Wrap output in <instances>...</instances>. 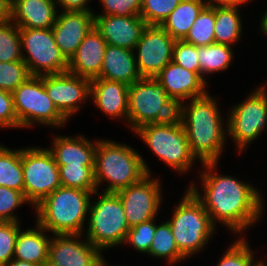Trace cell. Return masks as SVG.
<instances>
[{"mask_svg":"<svg viewBox=\"0 0 267 266\" xmlns=\"http://www.w3.org/2000/svg\"><path fill=\"white\" fill-rule=\"evenodd\" d=\"M227 123V137H232L238 153L259 137L267 125L266 85L248 95L245 101L234 105L230 110Z\"/></svg>","mask_w":267,"mask_h":266,"instance_id":"obj_10","label":"cell"},{"mask_svg":"<svg viewBox=\"0 0 267 266\" xmlns=\"http://www.w3.org/2000/svg\"><path fill=\"white\" fill-rule=\"evenodd\" d=\"M20 227L19 222L0 221V266H5L13 259Z\"/></svg>","mask_w":267,"mask_h":266,"instance_id":"obj_38","label":"cell"},{"mask_svg":"<svg viewBox=\"0 0 267 266\" xmlns=\"http://www.w3.org/2000/svg\"><path fill=\"white\" fill-rule=\"evenodd\" d=\"M189 103L182 102L178 106V117L184 126L191 153L201 164L219 162L227 140V126H223L217 100L206 93L192 98Z\"/></svg>","mask_w":267,"mask_h":266,"instance_id":"obj_2","label":"cell"},{"mask_svg":"<svg viewBox=\"0 0 267 266\" xmlns=\"http://www.w3.org/2000/svg\"><path fill=\"white\" fill-rule=\"evenodd\" d=\"M99 195L97 201L90 203L88 212V227L86 239L100 251L124 244L128 230L125 211L117 193L98 190L93 195Z\"/></svg>","mask_w":267,"mask_h":266,"instance_id":"obj_7","label":"cell"},{"mask_svg":"<svg viewBox=\"0 0 267 266\" xmlns=\"http://www.w3.org/2000/svg\"><path fill=\"white\" fill-rule=\"evenodd\" d=\"M175 40L159 25H147L134 48L142 78H155L172 61Z\"/></svg>","mask_w":267,"mask_h":266,"instance_id":"obj_14","label":"cell"},{"mask_svg":"<svg viewBox=\"0 0 267 266\" xmlns=\"http://www.w3.org/2000/svg\"><path fill=\"white\" fill-rule=\"evenodd\" d=\"M49 246V260L58 266H100L101 251L79 234H54ZM79 239V240H78Z\"/></svg>","mask_w":267,"mask_h":266,"instance_id":"obj_16","label":"cell"},{"mask_svg":"<svg viewBox=\"0 0 267 266\" xmlns=\"http://www.w3.org/2000/svg\"><path fill=\"white\" fill-rule=\"evenodd\" d=\"M107 43L95 27L68 61V72L90 80L99 78Z\"/></svg>","mask_w":267,"mask_h":266,"instance_id":"obj_20","label":"cell"},{"mask_svg":"<svg viewBox=\"0 0 267 266\" xmlns=\"http://www.w3.org/2000/svg\"><path fill=\"white\" fill-rule=\"evenodd\" d=\"M154 258H165L168 264L172 265L186 258L179 252L176 242L168 222L156 225V230L151 247L147 255Z\"/></svg>","mask_w":267,"mask_h":266,"instance_id":"obj_30","label":"cell"},{"mask_svg":"<svg viewBox=\"0 0 267 266\" xmlns=\"http://www.w3.org/2000/svg\"><path fill=\"white\" fill-rule=\"evenodd\" d=\"M12 97L19 128L32 127L36 122L60 128L68 122L48 96L43 75H31L12 92Z\"/></svg>","mask_w":267,"mask_h":266,"instance_id":"obj_9","label":"cell"},{"mask_svg":"<svg viewBox=\"0 0 267 266\" xmlns=\"http://www.w3.org/2000/svg\"><path fill=\"white\" fill-rule=\"evenodd\" d=\"M29 203L23 192L0 186V221L19 222L14 210Z\"/></svg>","mask_w":267,"mask_h":266,"instance_id":"obj_39","label":"cell"},{"mask_svg":"<svg viewBox=\"0 0 267 266\" xmlns=\"http://www.w3.org/2000/svg\"><path fill=\"white\" fill-rule=\"evenodd\" d=\"M79 135L76 137H70L69 135L54 137L52 147H49L48 150L58 166H94L98 140L92 143L85 136Z\"/></svg>","mask_w":267,"mask_h":266,"instance_id":"obj_23","label":"cell"},{"mask_svg":"<svg viewBox=\"0 0 267 266\" xmlns=\"http://www.w3.org/2000/svg\"><path fill=\"white\" fill-rule=\"evenodd\" d=\"M177 205L172 210L171 220L167 222L179 252L187 259L207 245L216 226L202 203L189 189Z\"/></svg>","mask_w":267,"mask_h":266,"instance_id":"obj_5","label":"cell"},{"mask_svg":"<svg viewBox=\"0 0 267 266\" xmlns=\"http://www.w3.org/2000/svg\"><path fill=\"white\" fill-rule=\"evenodd\" d=\"M151 177L148 174L140 182L116 192L122 201L129 228L156 219L161 208L160 179Z\"/></svg>","mask_w":267,"mask_h":266,"instance_id":"obj_13","label":"cell"},{"mask_svg":"<svg viewBox=\"0 0 267 266\" xmlns=\"http://www.w3.org/2000/svg\"><path fill=\"white\" fill-rule=\"evenodd\" d=\"M147 23L140 15H96L95 29L108 45L134 50Z\"/></svg>","mask_w":267,"mask_h":266,"instance_id":"obj_18","label":"cell"},{"mask_svg":"<svg viewBox=\"0 0 267 266\" xmlns=\"http://www.w3.org/2000/svg\"><path fill=\"white\" fill-rule=\"evenodd\" d=\"M247 243L244 238L234 241L216 266H255L260 260L255 261L254 252Z\"/></svg>","mask_w":267,"mask_h":266,"instance_id":"obj_34","label":"cell"},{"mask_svg":"<svg viewBox=\"0 0 267 266\" xmlns=\"http://www.w3.org/2000/svg\"><path fill=\"white\" fill-rule=\"evenodd\" d=\"M178 116V106L155 78H141L129 85L128 124L135 131L149 123H163Z\"/></svg>","mask_w":267,"mask_h":266,"instance_id":"obj_8","label":"cell"},{"mask_svg":"<svg viewBox=\"0 0 267 266\" xmlns=\"http://www.w3.org/2000/svg\"><path fill=\"white\" fill-rule=\"evenodd\" d=\"M165 88L167 95L179 106L184 100L204 96L205 82L196 72L189 71L171 61L155 77Z\"/></svg>","mask_w":267,"mask_h":266,"instance_id":"obj_19","label":"cell"},{"mask_svg":"<svg viewBox=\"0 0 267 266\" xmlns=\"http://www.w3.org/2000/svg\"><path fill=\"white\" fill-rule=\"evenodd\" d=\"M90 0H55L56 4L62 7L63 12H74V11H86L93 12L87 6Z\"/></svg>","mask_w":267,"mask_h":266,"instance_id":"obj_43","label":"cell"},{"mask_svg":"<svg viewBox=\"0 0 267 266\" xmlns=\"http://www.w3.org/2000/svg\"><path fill=\"white\" fill-rule=\"evenodd\" d=\"M215 8L205 6L191 26L184 41L198 46L215 43L214 38Z\"/></svg>","mask_w":267,"mask_h":266,"instance_id":"obj_31","label":"cell"},{"mask_svg":"<svg viewBox=\"0 0 267 266\" xmlns=\"http://www.w3.org/2000/svg\"><path fill=\"white\" fill-rule=\"evenodd\" d=\"M36 228L18 232L15 243L14 259L41 265L49 259V246L52 237L46 235L48 232L36 221ZM46 232V233H45Z\"/></svg>","mask_w":267,"mask_h":266,"instance_id":"obj_25","label":"cell"},{"mask_svg":"<svg viewBox=\"0 0 267 266\" xmlns=\"http://www.w3.org/2000/svg\"><path fill=\"white\" fill-rule=\"evenodd\" d=\"M31 75L24 61L0 62V89L13 92Z\"/></svg>","mask_w":267,"mask_h":266,"instance_id":"obj_35","label":"cell"},{"mask_svg":"<svg viewBox=\"0 0 267 266\" xmlns=\"http://www.w3.org/2000/svg\"><path fill=\"white\" fill-rule=\"evenodd\" d=\"M100 266H111V265H108V263H106V260H103L101 262Z\"/></svg>","mask_w":267,"mask_h":266,"instance_id":"obj_50","label":"cell"},{"mask_svg":"<svg viewBox=\"0 0 267 266\" xmlns=\"http://www.w3.org/2000/svg\"><path fill=\"white\" fill-rule=\"evenodd\" d=\"M152 174L146 161L134 148L112 140H98L95 152L94 179L96 188L104 181V192L116 193Z\"/></svg>","mask_w":267,"mask_h":266,"instance_id":"obj_3","label":"cell"},{"mask_svg":"<svg viewBox=\"0 0 267 266\" xmlns=\"http://www.w3.org/2000/svg\"><path fill=\"white\" fill-rule=\"evenodd\" d=\"M95 27L94 12L74 11L58 13L52 32L60 52L71 59L85 36Z\"/></svg>","mask_w":267,"mask_h":266,"instance_id":"obj_17","label":"cell"},{"mask_svg":"<svg viewBox=\"0 0 267 266\" xmlns=\"http://www.w3.org/2000/svg\"><path fill=\"white\" fill-rule=\"evenodd\" d=\"M95 192L60 186L35 207L36 221L53 235H82Z\"/></svg>","mask_w":267,"mask_h":266,"instance_id":"obj_4","label":"cell"},{"mask_svg":"<svg viewBox=\"0 0 267 266\" xmlns=\"http://www.w3.org/2000/svg\"><path fill=\"white\" fill-rule=\"evenodd\" d=\"M23 61L30 75L42 76L68 71V61L57 46L52 29L19 28ZM27 56H25L24 51Z\"/></svg>","mask_w":267,"mask_h":266,"instance_id":"obj_12","label":"cell"},{"mask_svg":"<svg viewBox=\"0 0 267 266\" xmlns=\"http://www.w3.org/2000/svg\"><path fill=\"white\" fill-rule=\"evenodd\" d=\"M154 155L178 173L188 172L196 157L191 153L180 118L163 123H149L136 129Z\"/></svg>","mask_w":267,"mask_h":266,"instance_id":"obj_6","label":"cell"},{"mask_svg":"<svg viewBox=\"0 0 267 266\" xmlns=\"http://www.w3.org/2000/svg\"><path fill=\"white\" fill-rule=\"evenodd\" d=\"M154 221L152 219L131 227L124 243H130L140 253H148L157 225Z\"/></svg>","mask_w":267,"mask_h":266,"instance_id":"obj_37","label":"cell"},{"mask_svg":"<svg viewBox=\"0 0 267 266\" xmlns=\"http://www.w3.org/2000/svg\"><path fill=\"white\" fill-rule=\"evenodd\" d=\"M181 0H144L140 16L147 25H161Z\"/></svg>","mask_w":267,"mask_h":266,"instance_id":"obj_36","label":"cell"},{"mask_svg":"<svg viewBox=\"0 0 267 266\" xmlns=\"http://www.w3.org/2000/svg\"><path fill=\"white\" fill-rule=\"evenodd\" d=\"M56 5L55 0H12L11 20L19 28L49 29L57 19Z\"/></svg>","mask_w":267,"mask_h":266,"instance_id":"obj_22","label":"cell"},{"mask_svg":"<svg viewBox=\"0 0 267 266\" xmlns=\"http://www.w3.org/2000/svg\"><path fill=\"white\" fill-rule=\"evenodd\" d=\"M205 6V0H181L160 26L175 41L184 40Z\"/></svg>","mask_w":267,"mask_h":266,"instance_id":"obj_26","label":"cell"},{"mask_svg":"<svg viewBox=\"0 0 267 266\" xmlns=\"http://www.w3.org/2000/svg\"><path fill=\"white\" fill-rule=\"evenodd\" d=\"M200 77L205 81V75L227 70L233 60V49L225 44H210L197 47Z\"/></svg>","mask_w":267,"mask_h":266,"instance_id":"obj_28","label":"cell"},{"mask_svg":"<svg viewBox=\"0 0 267 266\" xmlns=\"http://www.w3.org/2000/svg\"><path fill=\"white\" fill-rule=\"evenodd\" d=\"M58 169L61 186L84 191H97L94 166L64 165L58 166Z\"/></svg>","mask_w":267,"mask_h":266,"instance_id":"obj_32","label":"cell"},{"mask_svg":"<svg viewBox=\"0 0 267 266\" xmlns=\"http://www.w3.org/2000/svg\"><path fill=\"white\" fill-rule=\"evenodd\" d=\"M12 0H0V23L11 20Z\"/></svg>","mask_w":267,"mask_h":266,"instance_id":"obj_45","label":"cell"},{"mask_svg":"<svg viewBox=\"0 0 267 266\" xmlns=\"http://www.w3.org/2000/svg\"><path fill=\"white\" fill-rule=\"evenodd\" d=\"M0 186L24 193L21 149L11 150L0 144Z\"/></svg>","mask_w":267,"mask_h":266,"instance_id":"obj_29","label":"cell"},{"mask_svg":"<svg viewBox=\"0 0 267 266\" xmlns=\"http://www.w3.org/2000/svg\"><path fill=\"white\" fill-rule=\"evenodd\" d=\"M217 164L218 162L202 163L204 170L200 172V177L203 195L194 183L188 189L202 203L215 226L218 221L234 234H241L261 219L264 200L259 190L251 184L234 176L214 172Z\"/></svg>","mask_w":267,"mask_h":266,"instance_id":"obj_1","label":"cell"},{"mask_svg":"<svg viewBox=\"0 0 267 266\" xmlns=\"http://www.w3.org/2000/svg\"><path fill=\"white\" fill-rule=\"evenodd\" d=\"M260 27H261V33H264L267 36V11L265 14L262 16L261 22H260Z\"/></svg>","mask_w":267,"mask_h":266,"instance_id":"obj_47","label":"cell"},{"mask_svg":"<svg viewBox=\"0 0 267 266\" xmlns=\"http://www.w3.org/2000/svg\"><path fill=\"white\" fill-rule=\"evenodd\" d=\"M24 195L36 207L61 186L59 169L48 148H21Z\"/></svg>","mask_w":267,"mask_h":266,"instance_id":"obj_11","label":"cell"},{"mask_svg":"<svg viewBox=\"0 0 267 266\" xmlns=\"http://www.w3.org/2000/svg\"><path fill=\"white\" fill-rule=\"evenodd\" d=\"M255 266H267V263H265V261L260 260Z\"/></svg>","mask_w":267,"mask_h":266,"instance_id":"obj_49","label":"cell"},{"mask_svg":"<svg viewBox=\"0 0 267 266\" xmlns=\"http://www.w3.org/2000/svg\"><path fill=\"white\" fill-rule=\"evenodd\" d=\"M23 61L19 27L12 21L0 23V62Z\"/></svg>","mask_w":267,"mask_h":266,"instance_id":"obj_33","label":"cell"},{"mask_svg":"<svg viewBox=\"0 0 267 266\" xmlns=\"http://www.w3.org/2000/svg\"><path fill=\"white\" fill-rule=\"evenodd\" d=\"M136 52L117 46L106 47L100 77L110 81H119L132 85L142 77L135 60Z\"/></svg>","mask_w":267,"mask_h":266,"instance_id":"obj_24","label":"cell"},{"mask_svg":"<svg viewBox=\"0 0 267 266\" xmlns=\"http://www.w3.org/2000/svg\"><path fill=\"white\" fill-rule=\"evenodd\" d=\"M5 266H39L34 263L26 262V261H20L17 259L10 260Z\"/></svg>","mask_w":267,"mask_h":266,"instance_id":"obj_46","label":"cell"},{"mask_svg":"<svg viewBox=\"0 0 267 266\" xmlns=\"http://www.w3.org/2000/svg\"><path fill=\"white\" fill-rule=\"evenodd\" d=\"M19 128L12 93L0 89V128Z\"/></svg>","mask_w":267,"mask_h":266,"instance_id":"obj_42","label":"cell"},{"mask_svg":"<svg viewBox=\"0 0 267 266\" xmlns=\"http://www.w3.org/2000/svg\"><path fill=\"white\" fill-rule=\"evenodd\" d=\"M103 4V14L99 15H116L132 16L140 15L141 7L144 0H100Z\"/></svg>","mask_w":267,"mask_h":266,"instance_id":"obj_41","label":"cell"},{"mask_svg":"<svg viewBox=\"0 0 267 266\" xmlns=\"http://www.w3.org/2000/svg\"><path fill=\"white\" fill-rule=\"evenodd\" d=\"M240 6L215 8L214 38L216 44L232 46L242 33Z\"/></svg>","mask_w":267,"mask_h":266,"instance_id":"obj_27","label":"cell"},{"mask_svg":"<svg viewBox=\"0 0 267 266\" xmlns=\"http://www.w3.org/2000/svg\"><path fill=\"white\" fill-rule=\"evenodd\" d=\"M40 266H58L57 264L53 263L51 260L47 259L43 262Z\"/></svg>","mask_w":267,"mask_h":266,"instance_id":"obj_48","label":"cell"},{"mask_svg":"<svg viewBox=\"0 0 267 266\" xmlns=\"http://www.w3.org/2000/svg\"><path fill=\"white\" fill-rule=\"evenodd\" d=\"M251 0H206V6L209 7H233V6H241L242 4H246Z\"/></svg>","mask_w":267,"mask_h":266,"instance_id":"obj_44","label":"cell"},{"mask_svg":"<svg viewBox=\"0 0 267 266\" xmlns=\"http://www.w3.org/2000/svg\"><path fill=\"white\" fill-rule=\"evenodd\" d=\"M129 85L119 81L95 78L90 83V98L109 118H124L128 125Z\"/></svg>","mask_w":267,"mask_h":266,"instance_id":"obj_21","label":"cell"},{"mask_svg":"<svg viewBox=\"0 0 267 266\" xmlns=\"http://www.w3.org/2000/svg\"><path fill=\"white\" fill-rule=\"evenodd\" d=\"M90 83V79L76 76L68 71L43 75V84L48 96L67 120L77 113L82 102L90 98Z\"/></svg>","mask_w":267,"mask_h":266,"instance_id":"obj_15","label":"cell"},{"mask_svg":"<svg viewBox=\"0 0 267 266\" xmlns=\"http://www.w3.org/2000/svg\"><path fill=\"white\" fill-rule=\"evenodd\" d=\"M172 61L183 68L196 72L200 76L197 47L184 40H176L173 46Z\"/></svg>","mask_w":267,"mask_h":266,"instance_id":"obj_40","label":"cell"}]
</instances>
